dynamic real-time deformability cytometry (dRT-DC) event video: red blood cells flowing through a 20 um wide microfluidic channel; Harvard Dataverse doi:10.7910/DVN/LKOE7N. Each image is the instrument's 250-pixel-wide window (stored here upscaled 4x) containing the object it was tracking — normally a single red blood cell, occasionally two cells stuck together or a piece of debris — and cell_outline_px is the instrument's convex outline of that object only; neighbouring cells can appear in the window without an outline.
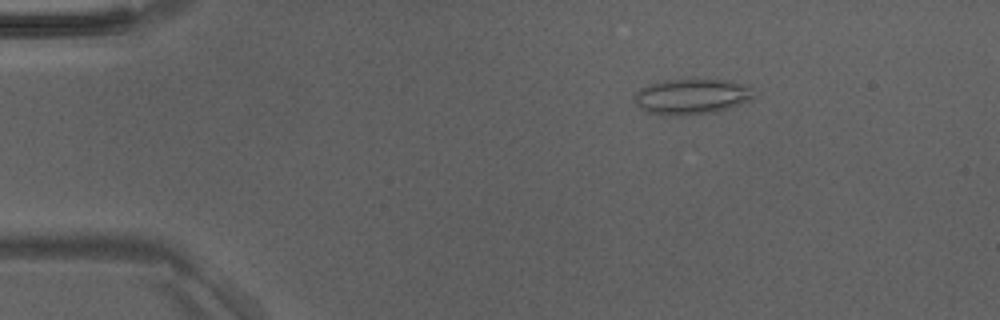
{"species": "Egyptian fruit bat (a non-hibernating species)", "species_latin": "Rousettus aegyptiacus", "temperature_condition": "room temperature", "stored_images_in_passage": 42, "camera_frame_rate_fps": 3000, "um_per_image_px": 0.085, "animal": {"sex": "male"}, "frame": {"image": 1, "passage_image": 2, "time_ms": 0.333, "image_size_px": [1000, 320], "cell_outline_px": [[752, 100], [716, 112], [680, 116], [664, 116], [648, 112], [640, 108], [636, 104], [636, 92], [640, 88], [648, 84], [664, 80], [728, 80], [752, 84]], "centroid_in_image_um": [58.82, 8.21], "position_along_channel_um": 26.2, "area_um2": 24.97}}
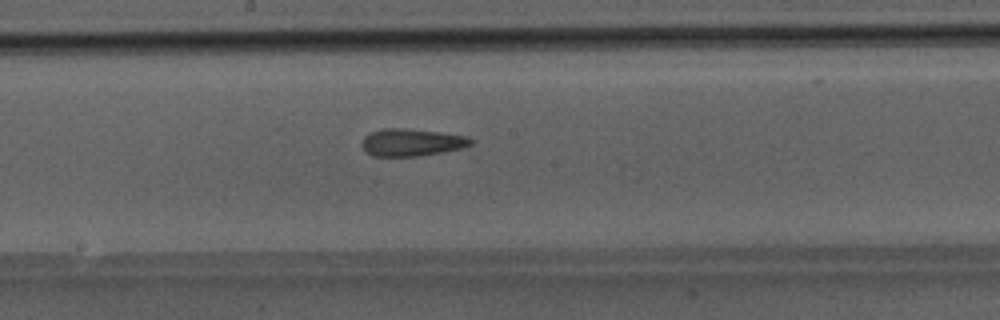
{"frame": {"image": 2, "passage_image": 20, "time_ms": 6.333, "image_size_px": [1000, 320], "cell_outline_px": [[472, 144], [460, 148], [440, 152], [416, 156], [372, 156], [364, 152], [364, 136], [368, 132], [384, 128], [404, 128], [468, 136], [472, 140]], "centroid_in_image_um": [34.94, 12.1], "position_along_channel_um": 213.3, "area_um2": 17.11}}
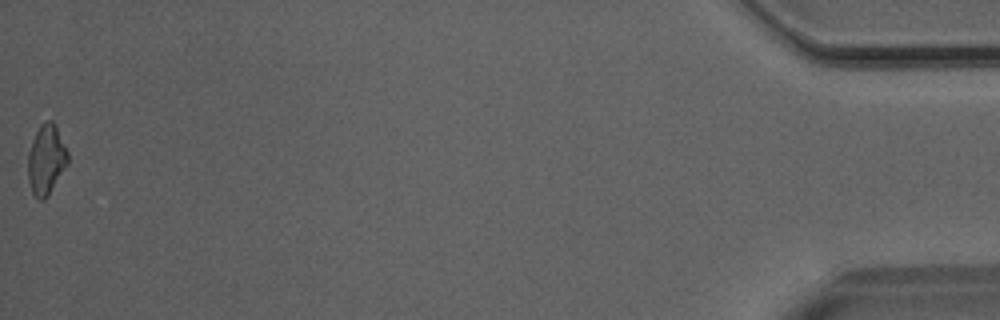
{"frame": {"image": 3, "passage_image": 42, "time_ms": 13.667, "image_size_px": [1000, 320], "cell_outline_px": [[68, 164], [48, 196], [44, 200], [40, 200], [32, 192], [28, 180], [28, 152], [32, 140], [40, 124], [48, 120], [52, 120], [68, 152]], "centroid_in_image_um": [3.92, 13.59], "position_along_channel_um": 431.3, "area_um2": 16.13}}